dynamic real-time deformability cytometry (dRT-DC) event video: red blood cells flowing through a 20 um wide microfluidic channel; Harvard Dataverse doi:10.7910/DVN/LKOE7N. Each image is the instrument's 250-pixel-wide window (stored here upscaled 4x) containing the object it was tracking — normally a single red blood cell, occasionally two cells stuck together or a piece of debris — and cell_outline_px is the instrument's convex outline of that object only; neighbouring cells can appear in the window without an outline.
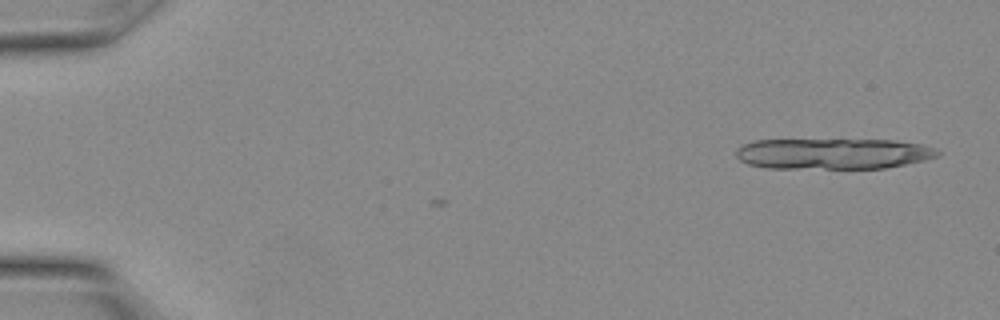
{"species": "Egyptian fruit bat (a non-hibernating species)", "species_latin": "Rousettus aegyptiacus", "temperature_condition": "warm", "stored_images_in_passage": 5, "camera_frame_rate_fps": 3000, "um_per_image_px": 0.085, "animal": {"sex": "female"}, "frame": {"image": 1, "passage_image": 5, "time_ms": 1.333, "image_size_px": [1000, 320], "cell_outline_px": [[940, 156], [924, 160], [884, 168], [768, 168], [748, 164], [740, 160], [736, 156], [736, 152], [744, 144], [756, 140], [896, 140], [924, 144], [936, 148], [940, 152]], "centroid_in_image_um": [70.87, 13.06], "position_along_channel_um": 14.1, "area_um2": 36.18}}